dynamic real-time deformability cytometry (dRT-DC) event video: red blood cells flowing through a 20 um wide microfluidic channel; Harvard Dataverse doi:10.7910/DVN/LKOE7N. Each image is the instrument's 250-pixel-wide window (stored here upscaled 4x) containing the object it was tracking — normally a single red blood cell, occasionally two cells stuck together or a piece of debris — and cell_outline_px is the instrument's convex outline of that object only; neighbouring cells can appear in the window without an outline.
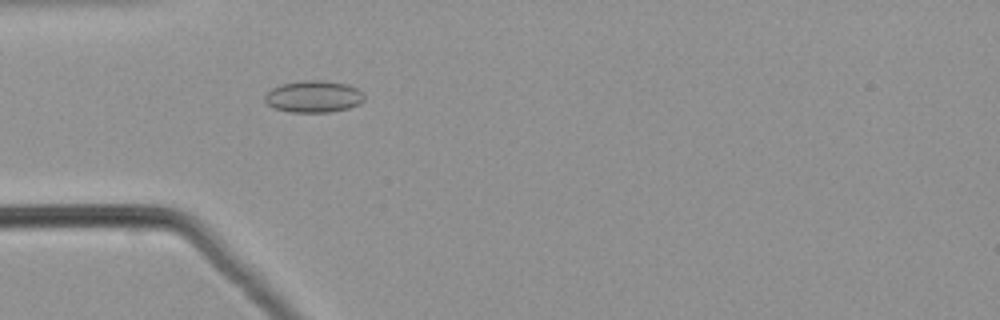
{"species": "common noctule bat (a hibernating species)", "species_latin": "Nyctalus noctula", "temperature_condition": "warm", "stored_images_in_passage": 51, "camera_frame_rate_fps": 3000, "um_per_image_px": 0.085, "animal": {"sex": "male", "body_mass_g": 21.5, "forearm_length_mm": 52.0}, "frame": {"image": 1, "passage_image": 16, "time_ms": 5.0, "image_size_px": [1000, 320], "cell_outline_px": [[364, 100], [360, 104], [348, 108], [328, 112], [288, 112], [276, 108], [268, 104], [264, 100], [264, 96], [272, 88], [280, 84], [304, 80], [324, 80], [348, 84], [356, 88], [364, 96]], "centroid_in_image_um": [26.65, 8.2], "position_along_channel_um": 58.3, "area_um2": 18.44}}
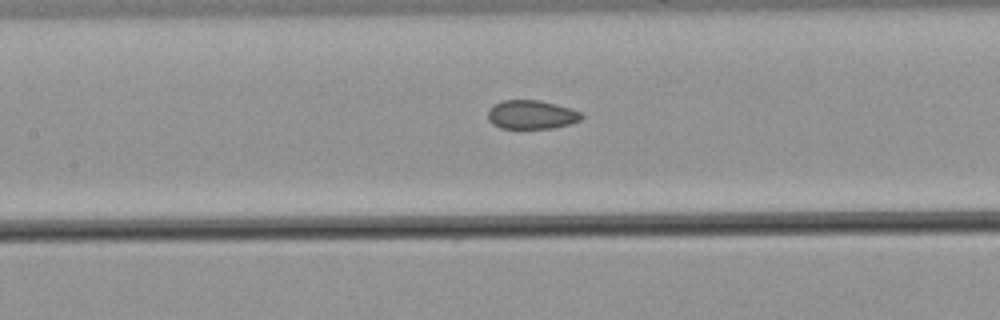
{"frame": {"image": 2, "passage_image": 24, "time_ms": 7.667, "image_size_px": [1000, 320], "cell_outline_px": [[584, 116], [580, 120], [568, 124], [552, 128], [500, 128], [492, 124], [488, 120], [488, 108], [504, 100], [540, 100], [572, 108], [580, 112]], "centroid_in_image_um": [45.17, 9.74], "position_along_channel_um": 162.2, "area_um2": 15.72}}
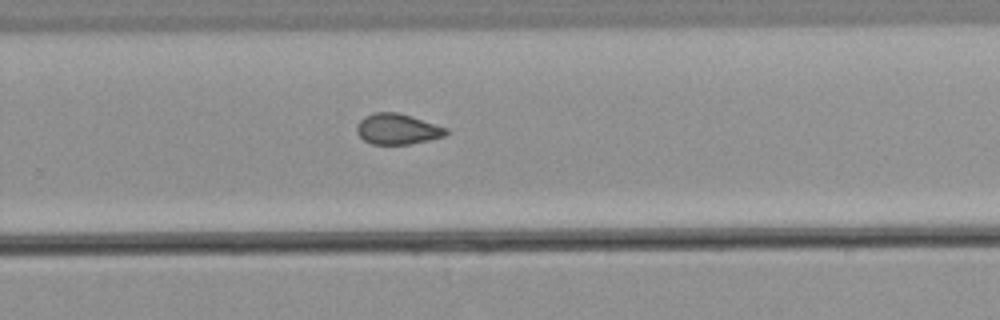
{"frame": {"image": 3, "passage_image": 34, "time_ms": 11.0, "image_size_px": [1000, 320], "cell_outline_px": [[448, 132], [444, 136], [428, 140], [408, 144], [372, 144], [364, 140], [356, 132], [356, 128], [360, 120], [364, 116], [372, 112], [396, 112], [412, 116], [448, 128]], "centroid_in_image_um": [33.77, 10.96], "position_along_channel_um": 296.0, "area_um2": 15.95}}